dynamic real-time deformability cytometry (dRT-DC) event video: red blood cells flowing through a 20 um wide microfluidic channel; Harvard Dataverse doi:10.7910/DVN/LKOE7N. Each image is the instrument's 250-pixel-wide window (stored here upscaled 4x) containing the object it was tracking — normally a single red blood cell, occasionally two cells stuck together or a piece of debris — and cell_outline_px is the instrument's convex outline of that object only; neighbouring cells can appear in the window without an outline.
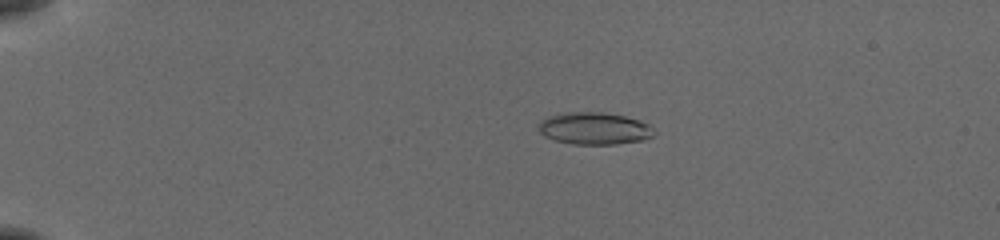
{"species": "common noctule bat (a hibernating species)", "species_latin": "Nyctalus noctula", "temperature_condition": "cold", "stored_images_in_passage": 55, "camera_frame_rate_fps": 3000, "um_per_image_px": 0.085, "animal": {"sex": "female", "body_mass_g": 19.5, "forearm_length_mm": 54.1}, "frame": {"image": 1, "passage_image": 13, "time_ms": 4.0, "image_size_px": [1000, 240], "cell_outline_px": [[656, 132], [652, 136], [644, 140], [616, 144], [572, 144], [556, 140], [544, 136], [540, 132], [536, 124], [540, 120], [548, 116], [568, 112], [604, 112], [624, 116], [640, 120], [648, 124]], "centroid_in_image_um": [50.5, 10.91], "position_along_channel_um": 34.5, "area_um2": 21.79}}
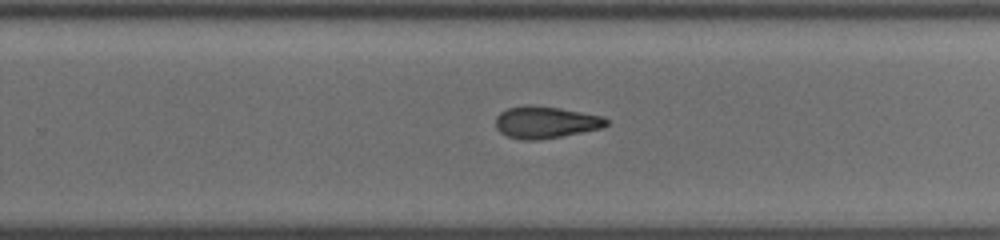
{"frame": {"image": 2, "passage_image": 38, "time_ms": 12.333, "image_size_px": [1000, 240], "cell_outline_px": [[608, 124], [604, 128], [560, 136], [536, 140], [524, 140], [508, 136], [500, 132], [496, 128], [496, 116], [500, 112], [508, 108], [528, 104], [532, 104], [560, 108], [604, 116], [608, 120]], "centroid_in_image_um": [46.39, 10.38], "position_along_channel_um": 283.4, "area_um2": 20.69}}
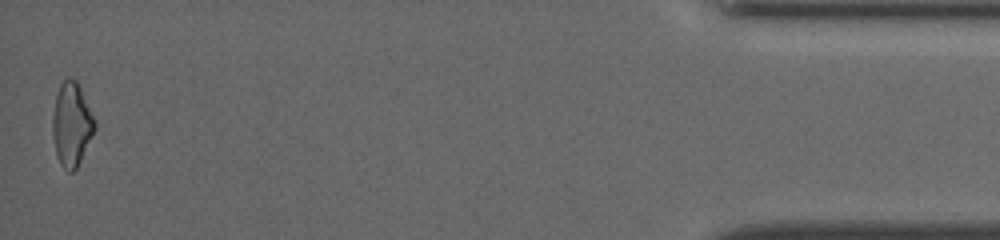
{"frame": {"image": 3, "passage_image": 55, "time_ms": 18.0, "image_size_px": [1000, 240], "cell_outline_px": [[96, 128], [76, 168], [72, 172], [68, 172], [60, 164], [56, 156], [52, 132], [52, 120], [56, 96], [60, 84], [68, 76], [76, 80], [80, 88], [96, 124]], "centroid_in_image_um": [6.06, 10.58], "position_along_channel_um": 429.1, "area_um2": 20.23}, "authors_computed_cell_mechanics": {"area_um2": 21.0392, "velocity_mm_per_s": 3.8873, "shape_relaxation_time_tau1_ms": null, "shape_relaxation_time_tau2_ms": 4.071, "deformation_change_tau1": null, "deformation_change_tau2": 0.1103}}